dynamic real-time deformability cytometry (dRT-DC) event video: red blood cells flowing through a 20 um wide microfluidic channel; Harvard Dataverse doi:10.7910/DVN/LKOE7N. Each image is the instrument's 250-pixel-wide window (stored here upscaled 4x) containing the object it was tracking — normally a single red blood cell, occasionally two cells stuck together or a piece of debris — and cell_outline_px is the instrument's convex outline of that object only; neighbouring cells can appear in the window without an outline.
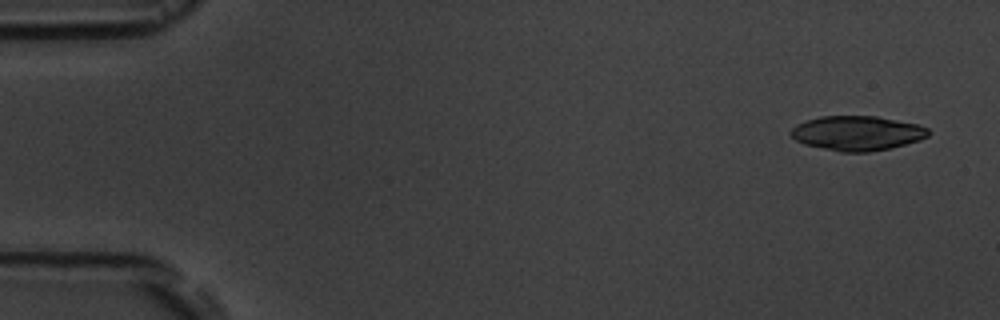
{"species": "common noctule bat (a hibernating species)", "species_latin": "Nyctalus noctula", "temperature_condition": "room temperature", "stored_images_in_passage": 7, "camera_frame_rate_fps": 3000, "um_per_image_px": 0.085, "animal": {"sex": "male", "body_mass_g": 19.5, "forearm_length_mm": 54.6}, "frame": {"image": 1, "passage_image": 1, "time_ms": 0.0, "image_size_px": [1000, 320], "cell_outline_px": [[932, 132], [928, 136], [920, 140], [888, 148], [868, 152], [840, 152], [804, 144], [796, 140], [788, 132], [796, 124], [820, 116], [876, 116], [916, 124], [928, 128]], "centroid_in_image_um": [72.85, 11.32], "position_along_channel_um": 12.2, "area_um2": 27.63}}